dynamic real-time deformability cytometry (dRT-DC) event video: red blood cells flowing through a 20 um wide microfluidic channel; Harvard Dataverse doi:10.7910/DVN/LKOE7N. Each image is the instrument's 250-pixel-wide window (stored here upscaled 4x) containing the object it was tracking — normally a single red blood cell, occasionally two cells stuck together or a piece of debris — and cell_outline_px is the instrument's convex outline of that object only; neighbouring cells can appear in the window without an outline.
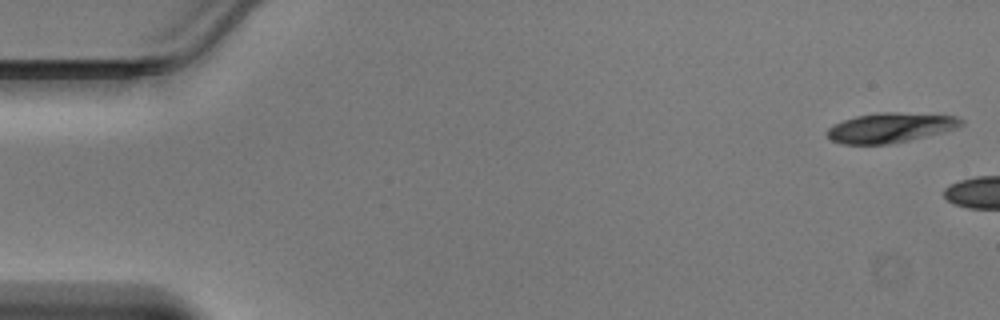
{"species": "Egyptian fruit bat (a non-hibernating species)", "species_latin": "Rousettus aegyptiacus", "temperature_condition": "warm", "stored_images_in_passage": 4, "camera_frame_rate_fps": 3000, "um_per_image_px": 0.085, "animal": {"sex": "male"}, "frame": {"image": 1, "passage_image": 1, "time_ms": 0.0, "image_size_px": [1000, 320], "cell_outline_px": [[964, 124], [956, 128], [908, 140], [888, 144], [844, 144], [832, 140], [824, 132], [832, 124], [856, 116], [880, 112], [896, 112], [956, 116], [964, 120]], "centroid_in_image_um": [75.64, 10.84], "position_along_channel_um": 9.4, "area_um2": 23.06}}